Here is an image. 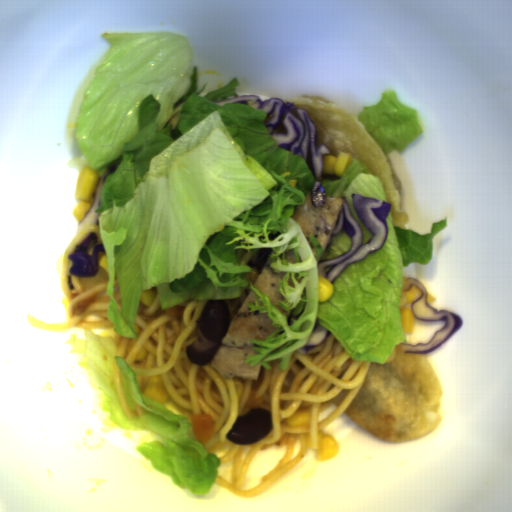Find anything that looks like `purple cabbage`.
Segmentation results:
<instances>
[{
  "instance_id": "obj_6",
  "label": "purple cabbage",
  "mask_w": 512,
  "mask_h": 512,
  "mask_svg": "<svg viewBox=\"0 0 512 512\" xmlns=\"http://www.w3.org/2000/svg\"><path fill=\"white\" fill-rule=\"evenodd\" d=\"M333 333H331L329 330L324 328L322 325H320L317 321L315 323L313 332L307 342L300 347L299 349H296L297 352L301 354H307L308 351L321 342H323L328 336H331Z\"/></svg>"
},
{
  "instance_id": "obj_5",
  "label": "purple cabbage",
  "mask_w": 512,
  "mask_h": 512,
  "mask_svg": "<svg viewBox=\"0 0 512 512\" xmlns=\"http://www.w3.org/2000/svg\"><path fill=\"white\" fill-rule=\"evenodd\" d=\"M115 169H116V166L114 164V165L106 168L105 173L101 177L98 176V181L96 183V186H95L93 194H92L93 202H92L90 208L88 209V211L85 213V215L82 217V219L78 223L76 235L81 231V229L84 227L85 224L97 225V226L99 225L100 212H96V210L102 206V189L105 185L107 176L111 173H114Z\"/></svg>"
},
{
  "instance_id": "obj_3",
  "label": "purple cabbage",
  "mask_w": 512,
  "mask_h": 512,
  "mask_svg": "<svg viewBox=\"0 0 512 512\" xmlns=\"http://www.w3.org/2000/svg\"><path fill=\"white\" fill-rule=\"evenodd\" d=\"M414 285L422 292V295L416 299L411 306L412 314L422 321L446 320V325L441 330L435 331L434 336L428 343L418 342L416 345L401 343L404 353H424L428 354L439 349L459 328L463 322L460 316L445 309H435L427 303V289L425 285L416 278L408 277L403 285L404 291H407Z\"/></svg>"
},
{
  "instance_id": "obj_2",
  "label": "purple cabbage",
  "mask_w": 512,
  "mask_h": 512,
  "mask_svg": "<svg viewBox=\"0 0 512 512\" xmlns=\"http://www.w3.org/2000/svg\"><path fill=\"white\" fill-rule=\"evenodd\" d=\"M353 209L362 223L373 236L363 244V231L357 221L352 217L350 206L346 196L342 197V209L340 210L336 224L327 241L326 248L331 245L335 234L346 230L352 239V248L348 252L333 259L318 262V275L334 283L336 278L351 264L365 259L373 251L382 247L388 237V225L386 218L390 213L391 203L365 197L359 193H352Z\"/></svg>"
},
{
  "instance_id": "obj_4",
  "label": "purple cabbage",
  "mask_w": 512,
  "mask_h": 512,
  "mask_svg": "<svg viewBox=\"0 0 512 512\" xmlns=\"http://www.w3.org/2000/svg\"><path fill=\"white\" fill-rule=\"evenodd\" d=\"M99 252H105L102 242H99L97 233L89 234L79 245H75V251L68 255L72 266L68 272V286L75 289L72 276L95 277L99 271Z\"/></svg>"
},
{
  "instance_id": "obj_1",
  "label": "purple cabbage",
  "mask_w": 512,
  "mask_h": 512,
  "mask_svg": "<svg viewBox=\"0 0 512 512\" xmlns=\"http://www.w3.org/2000/svg\"><path fill=\"white\" fill-rule=\"evenodd\" d=\"M215 105L242 103L254 109L266 112L264 124L270 136L276 141L277 148L291 151L299 155L314 175V186L311 190L314 207L325 205L326 192L322 186L325 170V154H330L327 146L318 148L317 126L304 108H297L299 118L294 115L295 104L274 97L262 100L256 95H243L228 100L210 101Z\"/></svg>"
}]
</instances>
